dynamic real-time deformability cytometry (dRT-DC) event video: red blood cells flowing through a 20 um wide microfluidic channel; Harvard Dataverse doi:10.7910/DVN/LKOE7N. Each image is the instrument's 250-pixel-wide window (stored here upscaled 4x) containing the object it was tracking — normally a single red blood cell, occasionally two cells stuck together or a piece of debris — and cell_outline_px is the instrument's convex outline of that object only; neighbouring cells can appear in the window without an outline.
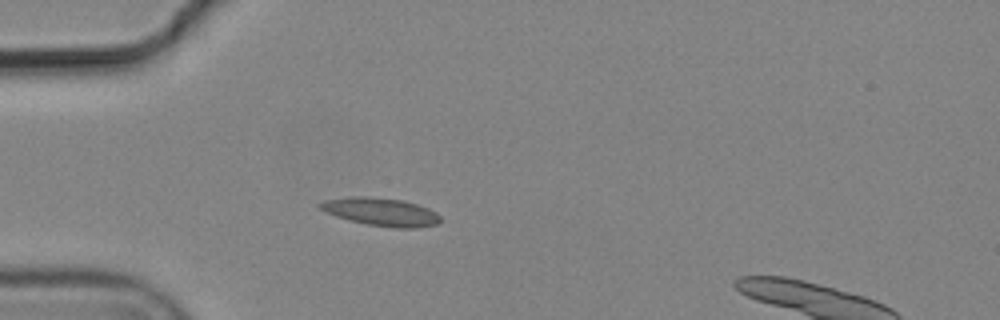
{"species": "common noctule bat (a hibernating species)", "species_latin": "Nyctalus noctula", "temperature_condition": "cold", "stored_images_in_passage": 5, "camera_frame_rate_fps": 3000, "um_per_image_px": 0.085, "animal": {"sex": "male", "body_mass_g": 19.2, "forearm_length_mm": 51.8}, "frame": {"image": 1, "passage_image": 4, "time_ms": 1.0, "image_size_px": [1000, 320], "cell_outline_px": [[440, 220], [436, 224], [416, 228], [396, 228], [368, 224], [336, 216], [320, 208], [316, 204], [324, 200], [352, 196], [364, 196], [404, 200], [428, 208], [436, 212], [440, 216]], "centroid_in_image_um": [32.39, 18.0], "position_along_channel_um": 52.6, "area_um2": 19.42}}